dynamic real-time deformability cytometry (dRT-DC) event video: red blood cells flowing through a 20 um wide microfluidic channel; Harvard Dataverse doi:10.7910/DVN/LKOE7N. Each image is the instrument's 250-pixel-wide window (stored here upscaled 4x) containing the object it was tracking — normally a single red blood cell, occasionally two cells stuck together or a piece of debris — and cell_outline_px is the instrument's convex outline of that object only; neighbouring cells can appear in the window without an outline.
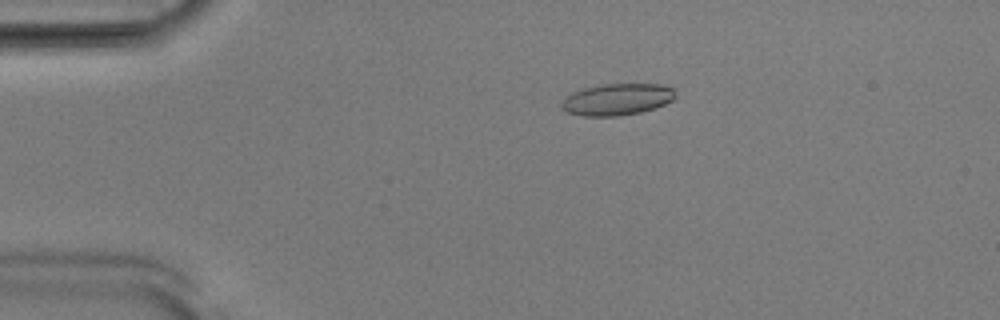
{"species": "Egyptian fruit bat (a non-hibernating species)", "species_latin": "Rousettus aegyptiacus", "temperature_condition": "room temperature", "stored_images_in_passage": 53, "camera_frame_rate_fps": 3000, "um_per_image_px": 0.085, "animal": {"sex": "male"}, "frame": {"image": 1, "passage_image": 11, "time_ms": 3.333, "image_size_px": [1000, 320], "cell_outline_px": [[676, 96], [672, 100], [664, 104], [640, 112], [616, 116], [584, 116], [568, 112], [560, 108], [560, 104], [572, 92], [584, 88], [604, 84], [660, 84], [676, 88]], "centroid_in_image_um": [52.47, 8.44], "position_along_channel_um": 32.5, "area_um2": 20.92}}
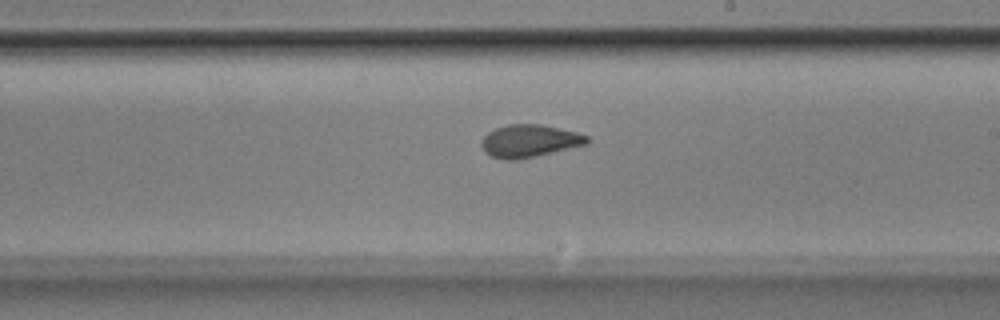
{"frame": {"image": 2, "passage_image": 31, "time_ms": 10.0, "image_size_px": [1000, 320], "cell_outline_px": [[592, 140], [588, 144], [532, 156], [512, 160], [504, 160], [492, 156], [484, 152], [480, 144], [480, 140], [488, 132], [496, 128], [508, 124], [540, 124], [576, 132], [588, 136]], "centroid_in_image_um": [44.98, 11.97], "position_along_channel_um": 244.0, "area_um2": 19.88}}
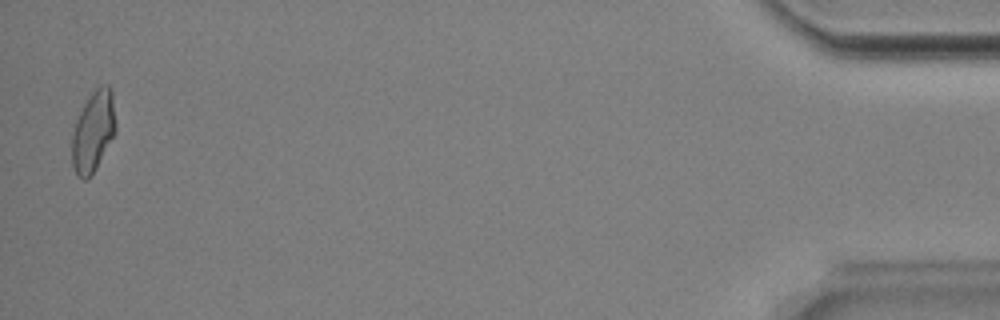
{"frame": {"image": 3, "passage_image": 52, "time_ms": 17.0, "image_size_px": [1000, 320], "cell_outline_px": [[116, 132], [96, 168], [84, 180], [76, 176], [72, 164], [72, 136], [76, 120], [84, 104], [92, 92], [96, 88], [104, 84], [108, 84], [112, 88], [116, 124]], "centroid_in_image_um": [7.94, 11.15], "position_along_channel_um": 427.3, "area_um2": 20.58}, "authors_computed_cell_mechanics": {"area_um2": 20.23, "velocity_mm_per_s": 3.8895, "shape_relaxation_time_tau1_ms": 8.3929, "shape_relaxation_time_tau2_ms": 1.7439, "deformation_change_tau1": 0.21, "deformation_change_tau2": 0.08}}